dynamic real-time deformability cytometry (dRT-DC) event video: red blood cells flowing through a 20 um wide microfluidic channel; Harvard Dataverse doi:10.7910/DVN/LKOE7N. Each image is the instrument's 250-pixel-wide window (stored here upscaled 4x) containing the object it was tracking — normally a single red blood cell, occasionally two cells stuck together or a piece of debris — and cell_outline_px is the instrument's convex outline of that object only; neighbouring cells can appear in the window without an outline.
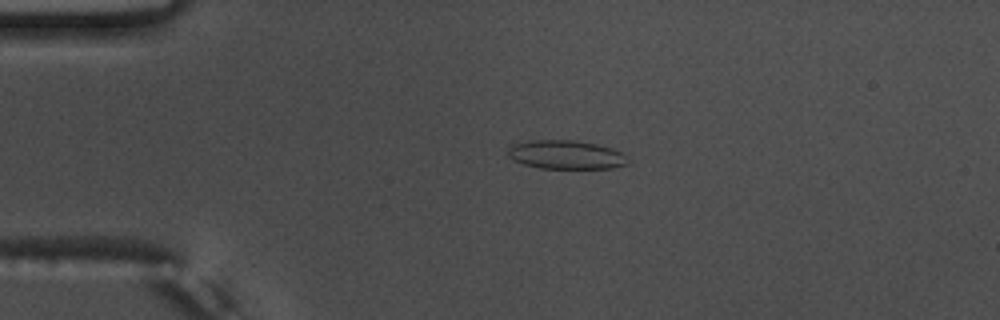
{"species": "common noctule bat (a hibernating species)", "species_latin": "Nyctalus noctula", "temperature_condition": "warm", "stored_images_in_passage": 42, "camera_frame_rate_fps": 3000, "um_per_image_px": 0.085, "animal": {"sex": "male", "body_mass_g": 17.5, "forearm_length_mm": 52.3}, "frame": {"image": 1, "passage_image": 8, "time_ms": 2.333, "image_size_px": [1000, 320], "cell_outline_px": [[632, 160], [628, 164], [612, 168], [540, 168], [524, 164], [508, 156], [508, 148], [512, 144], [528, 140], [576, 140], [596, 144], [612, 148], [628, 156]], "centroid_in_image_um": [48.15, 13.14], "position_along_channel_um": 36.8, "area_um2": 20.23}}
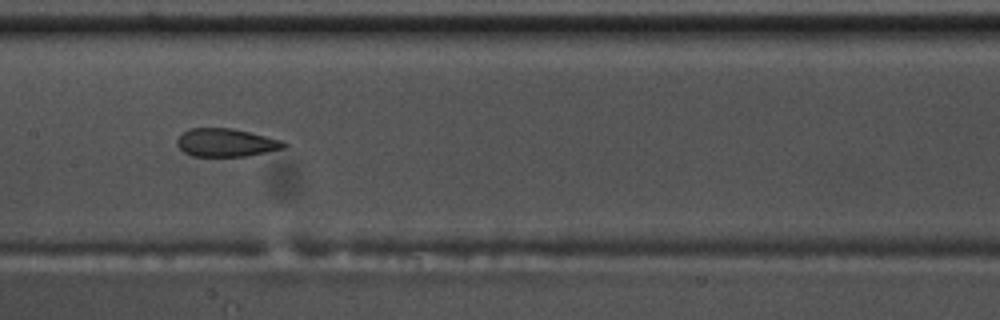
{"frame": {"image": 2, "passage_image": 23, "time_ms": 7.333, "image_size_px": [1000, 320], "cell_outline_px": [[288, 144], [284, 148], [244, 156], [192, 156], [184, 152], [176, 144], [176, 140], [188, 128], [232, 128], [280, 140]], "centroid_in_image_um": [19.16, 12.12], "position_along_channel_um": 188.2, "area_um2": 17.22}}
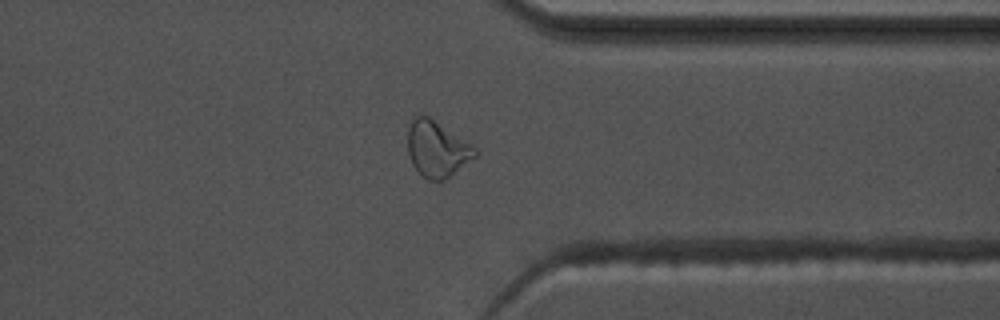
{"frame": {"image": 3, "passage_image": 38, "time_ms": 12.333, "image_size_px": [1000, 320], "cell_outline_px": [[480, 152], [476, 156], [444, 180], [428, 180], [412, 164], [408, 152], [408, 128], [412, 116], [420, 112], [428, 116], [472, 144]], "centroid_in_image_um": [37.13, 12.61], "position_along_channel_um": 374.3, "area_um2": 21.96}, "authors_computed_cell_mechanics": {"area_um2": 19.1318, "velocity_mm_per_s": 3.7829, "shape_relaxation_time_tau1_ms": null, "shape_relaxation_time_tau2_ms": 1.4678, "deformation_change_tau1": null, "deformation_change_tau2": 0.0895}}